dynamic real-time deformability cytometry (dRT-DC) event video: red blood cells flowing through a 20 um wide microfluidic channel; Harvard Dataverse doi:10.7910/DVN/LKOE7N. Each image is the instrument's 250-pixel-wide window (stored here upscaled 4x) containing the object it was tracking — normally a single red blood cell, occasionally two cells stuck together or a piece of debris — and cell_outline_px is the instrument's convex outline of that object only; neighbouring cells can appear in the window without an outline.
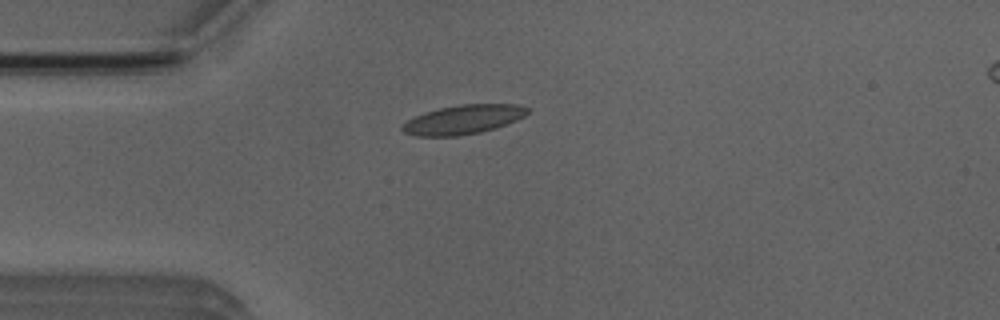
{"species": "Egyptian fruit bat (a non-hibernating species)", "species_latin": "Rousettus aegyptiacus", "temperature_condition": "room temperature", "stored_images_in_passage": 41, "camera_frame_rate_fps": 3000, "um_per_image_px": 0.085, "animal": {"sex": "male"}, "frame": {"image": 1, "passage_image": 2, "time_ms": 0.333, "image_size_px": [1000, 320], "cell_outline_px": [[532, 108], [524, 116], [516, 120], [496, 128], [480, 132], [456, 136], [416, 136], [404, 132], [400, 128], [408, 120], [424, 112], [440, 108], [460, 104], [520, 104]], "centroid_in_image_um": [39.41, 10.15], "position_along_channel_um": 45.6, "area_um2": 21.27}}
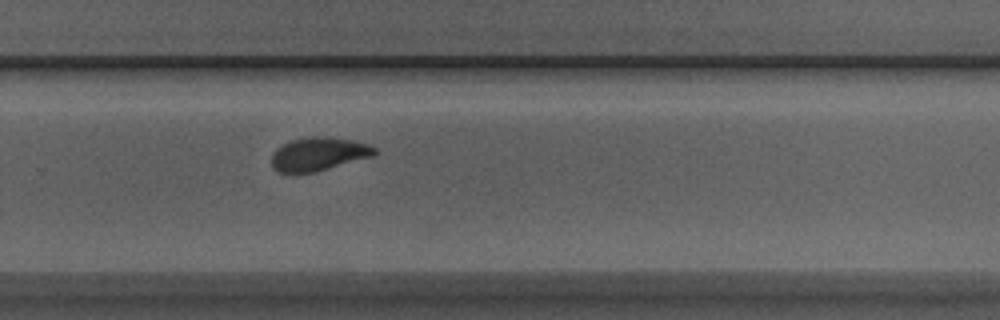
{"frame": {"image": 2, "passage_image": 23, "time_ms": 7.333, "image_size_px": [1000, 320], "cell_outline_px": [[380, 152], [372, 156], [316, 172], [280, 172], [272, 168], [272, 152], [276, 148], [292, 140], [324, 136], [352, 140], [368, 144], [376, 148]], "centroid_in_image_um": [27.1, 13.1], "position_along_channel_um": 302.7, "area_um2": 19.83}}
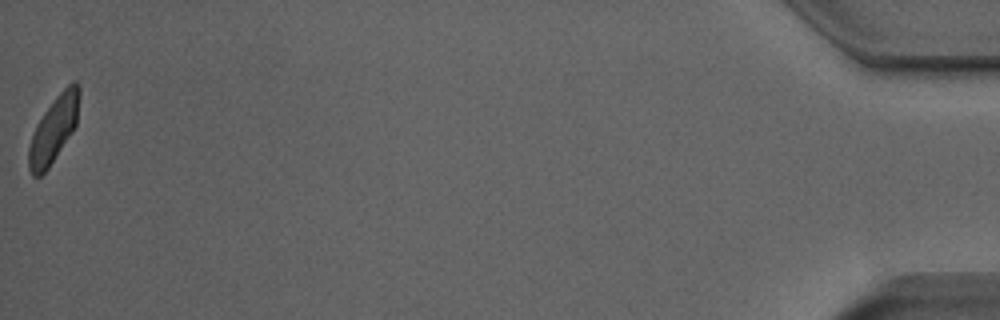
{"frame": {"image": 3, "passage_image": 41, "time_ms": 13.333, "image_size_px": [1000, 320], "cell_outline_px": [[80, 96], [76, 124], [72, 132], [48, 168], [40, 176], [32, 176], [28, 168], [28, 148], [36, 124], [44, 112], [56, 96], [72, 80], [76, 80], [80, 88]], "centroid_in_image_um": [4.57, 10.97], "position_along_channel_um": 430.6, "area_um2": 19.36}, "authors_computed_cell_mechanics": {"area_um2": 20.1144, "velocity_mm_per_s": 3.8929, "shape_relaxation_time_tau1_ms": 3.1451, "shape_relaxation_time_tau2_ms": 1.342, "deformation_change_tau1": 0.1164, "deformation_change_tau2": 0.0508}}